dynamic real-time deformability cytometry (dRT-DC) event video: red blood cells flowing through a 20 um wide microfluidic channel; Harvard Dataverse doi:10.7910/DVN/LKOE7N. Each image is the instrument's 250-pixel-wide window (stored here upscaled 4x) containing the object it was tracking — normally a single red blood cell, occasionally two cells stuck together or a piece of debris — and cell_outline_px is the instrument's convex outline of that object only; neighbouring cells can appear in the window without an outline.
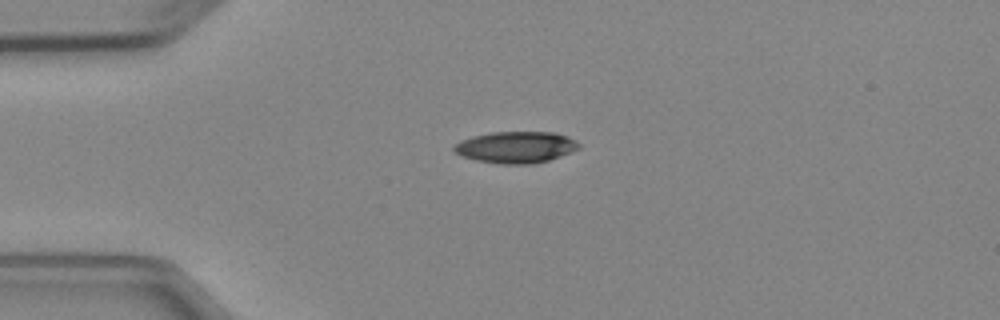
{"species": "Egyptian fruit bat (a non-hibernating species)", "species_latin": "Rousettus aegyptiacus", "temperature_condition": "cold", "stored_images_in_passage": 4, "camera_frame_rate_fps": 3000, "um_per_image_px": 0.085, "animal": {"sex": "female"}, "frame": {"image": 1, "passage_image": 1, "time_ms": 0.0, "image_size_px": [1000, 320], "cell_outline_px": [[580, 148], [560, 156], [548, 160], [532, 164], [500, 164], [476, 160], [452, 152], [452, 148], [460, 140], [472, 136], [492, 132], [556, 132], [568, 136], [576, 140], [580, 144]], "centroid_in_image_um": [43.85, 12.5], "position_along_channel_um": 41.1, "area_um2": 23.06}}